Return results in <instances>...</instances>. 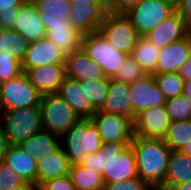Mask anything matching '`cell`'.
<instances>
[{"label":"cell","instance_id":"cell-1","mask_svg":"<svg viewBox=\"0 0 191 190\" xmlns=\"http://www.w3.org/2000/svg\"><path fill=\"white\" fill-rule=\"evenodd\" d=\"M131 143H103L96 153H89L81 166L102 174L104 183L138 177Z\"/></svg>","mask_w":191,"mask_h":190},{"label":"cell","instance_id":"cell-2","mask_svg":"<svg viewBox=\"0 0 191 190\" xmlns=\"http://www.w3.org/2000/svg\"><path fill=\"white\" fill-rule=\"evenodd\" d=\"M131 147L135 153L138 177L153 189L160 188L166 177L171 150L159 138L133 136Z\"/></svg>","mask_w":191,"mask_h":190},{"label":"cell","instance_id":"cell-3","mask_svg":"<svg viewBox=\"0 0 191 190\" xmlns=\"http://www.w3.org/2000/svg\"><path fill=\"white\" fill-rule=\"evenodd\" d=\"M102 144L100 133L91 119H80L60 137V145L71 166L82 165L89 153H96Z\"/></svg>","mask_w":191,"mask_h":190},{"label":"cell","instance_id":"cell-4","mask_svg":"<svg viewBox=\"0 0 191 190\" xmlns=\"http://www.w3.org/2000/svg\"><path fill=\"white\" fill-rule=\"evenodd\" d=\"M0 122L7 145H19L43 129L40 106L1 111Z\"/></svg>","mask_w":191,"mask_h":190},{"label":"cell","instance_id":"cell-5","mask_svg":"<svg viewBox=\"0 0 191 190\" xmlns=\"http://www.w3.org/2000/svg\"><path fill=\"white\" fill-rule=\"evenodd\" d=\"M39 106L43 129L60 137L81 119L58 93L43 95Z\"/></svg>","mask_w":191,"mask_h":190},{"label":"cell","instance_id":"cell-6","mask_svg":"<svg viewBox=\"0 0 191 190\" xmlns=\"http://www.w3.org/2000/svg\"><path fill=\"white\" fill-rule=\"evenodd\" d=\"M175 11V2L172 0H141L124 14L139 36H145Z\"/></svg>","mask_w":191,"mask_h":190},{"label":"cell","instance_id":"cell-7","mask_svg":"<svg viewBox=\"0 0 191 190\" xmlns=\"http://www.w3.org/2000/svg\"><path fill=\"white\" fill-rule=\"evenodd\" d=\"M1 91V111L39 106L43 96L30 83L24 71L16 77L3 81Z\"/></svg>","mask_w":191,"mask_h":190},{"label":"cell","instance_id":"cell-8","mask_svg":"<svg viewBox=\"0 0 191 190\" xmlns=\"http://www.w3.org/2000/svg\"><path fill=\"white\" fill-rule=\"evenodd\" d=\"M81 49L100 66L107 78H113L128 54L115 49L99 31L83 37Z\"/></svg>","mask_w":191,"mask_h":190},{"label":"cell","instance_id":"cell-9","mask_svg":"<svg viewBox=\"0 0 191 190\" xmlns=\"http://www.w3.org/2000/svg\"><path fill=\"white\" fill-rule=\"evenodd\" d=\"M98 31L115 49L128 55L140 37L124 13L107 12Z\"/></svg>","mask_w":191,"mask_h":190},{"label":"cell","instance_id":"cell-10","mask_svg":"<svg viewBox=\"0 0 191 190\" xmlns=\"http://www.w3.org/2000/svg\"><path fill=\"white\" fill-rule=\"evenodd\" d=\"M100 133L103 143H131L133 121L119 114L97 110L90 118Z\"/></svg>","mask_w":191,"mask_h":190},{"label":"cell","instance_id":"cell-11","mask_svg":"<svg viewBox=\"0 0 191 190\" xmlns=\"http://www.w3.org/2000/svg\"><path fill=\"white\" fill-rule=\"evenodd\" d=\"M108 9V3H71L69 28L83 37L97 32Z\"/></svg>","mask_w":191,"mask_h":190},{"label":"cell","instance_id":"cell-12","mask_svg":"<svg viewBox=\"0 0 191 190\" xmlns=\"http://www.w3.org/2000/svg\"><path fill=\"white\" fill-rule=\"evenodd\" d=\"M171 122L165 105L150 107L136 115L133 121V133L138 137L163 139Z\"/></svg>","mask_w":191,"mask_h":190},{"label":"cell","instance_id":"cell-13","mask_svg":"<svg viewBox=\"0 0 191 190\" xmlns=\"http://www.w3.org/2000/svg\"><path fill=\"white\" fill-rule=\"evenodd\" d=\"M129 88L135 117L150 107H157L166 103L153 74H147L143 78L129 83Z\"/></svg>","mask_w":191,"mask_h":190},{"label":"cell","instance_id":"cell-14","mask_svg":"<svg viewBox=\"0 0 191 190\" xmlns=\"http://www.w3.org/2000/svg\"><path fill=\"white\" fill-rule=\"evenodd\" d=\"M66 55L50 42L46 37L38 41L30 42L26 51L25 59L22 61V70L26 73L44 65H63Z\"/></svg>","mask_w":191,"mask_h":190},{"label":"cell","instance_id":"cell-15","mask_svg":"<svg viewBox=\"0 0 191 190\" xmlns=\"http://www.w3.org/2000/svg\"><path fill=\"white\" fill-rule=\"evenodd\" d=\"M191 56V36L161 48L155 71L152 74L178 72Z\"/></svg>","mask_w":191,"mask_h":190},{"label":"cell","instance_id":"cell-16","mask_svg":"<svg viewBox=\"0 0 191 190\" xmlns=\"http://www.w3.org/2000/svg\"><path fill=\"white\" fill-rule=\"evenodd\" d=\"M12 29L29 42L38 41L47 35L39 12L30 0L19 6L18 15Z\"/></svg>","mask_w":191,"mask_h":190},{"label":"cell","instance_id":"cell-17","mask_svg":"<svg viewBox=\"0 0 191 190\" xmlns=\"http://www.w3.org/2000/svg\"><path fill=\"white\" fill-rule=\"evenodd\" d=\"M189 34V24L175 11L164 19L155 29L145 35L152 43L163 48Z\"/></svg>","mask_w":191,"mask_h":190},{"label":"cell","instance_id":"cell-18","mask_svg":"<svg viewBox=\"0 0 191 190\" xmlns=\"http://www.w3.org/2000/svg\"><path fill=\"white\" fill-rule=\"evenodd\" d=\"M65 71L67 77L79 81L109 80L104 75L102 68L90 59L82 49L66 55Z\"/></svg>","mask_w":191,"mask_h":190},{"label":"cell","instance_id":"cell-19","mask_svg":"<svg viewBox=\"0 0 191 190\" xmlns=\"http://www.w3.org/2000/svg\"><path fill=\"white\" fill-rule=\"evenodd\" d=\"M130 96L129 83L109 78L108 94L101 111L119 114L132 121L135 119Z\"/></svg>","mask_w":191,"mask_h":190},{"label":"cell","instance_id":"cell-20","mask_svg":"<svg viewBox=\"0 0 191 190\" xmlns=\"http://www.w3.org/2000/svg\"><path fill=\"white\" fill-rule=\"evenodd\" d=\"M30 83L43 95L57 93L66 77L65 64L44 65L26 72Z\"/></svg>","mask_w":191,"mask_h":190},{"label":"cell","instance_id":"cell-21","mask_svg":"<svg viewBox=\"0 0 191 190\" xmlns=\"http://www.w3.org/2000/svg\"><path fill=\"white\" fill-rule=\"evenodd\" d=\"M57 93L72 107L74 112L81 119H90L96 109L86 97L84 89L80 86V81L70 77H65Z\"/></svg>","mask_w":191,"mask_h":190},{"label":"cell","instance_id":"cell-22","mask_svg":"<svg viewBox=\"0 0 191 190\" xmlns=\"http://www.w3.org/2000/svg\"><path fill=\"white\" fill-rule=\"evenodd\" d=\"M39 12L46 31L53 28L69 27L71 0H45L32 2Z\"/></svg>","mask_w":191,"mask_h":190},{"label":"cell","instance_id":"cell-23","mask_svg":"<svg viewBox=\"0 0 191 190\" xmlns=\"http://www.w3.org/2000/svg\"><path fill=\"white\" fill-rule=\"evenodd\" d=\"M71 164L60 145L52 153L37 159V186L42 182L69 175Z\"/></svg>","mask_w":191,"mask_h":190},{"label":"cell","instance_id":"cell-24","mask_svg":"<svg viewBox=\"0 0 191 190\" xmlns=\"http://www.w3.org/2000/svg\"><path fill=\"white\" fill-rule=\"evenodd\" d=\"M2 160L12 167L25 182L37 185V159L23 151L19 145L6 144Z\"/></svg>","mask_w":191,"mask_h":190},{"label":"cell","instance_id":"cell-25","mask_svg":"<svg viewBox=\"0 0 191 190\" xmlns=\"http://www.w3.org/2000/svg\"><path fill=\"white\" fill-rule=\"evenodd\" d=\"M186 182H191V156L171 152L165 181L160 188L169 190L174 185Z\"/></svg>","mask_w":191,"mask_h":190},{"label":"cell","instance_id":"cell-26","mask_svg":"<svg viewBox=\"0 0 191 190\" xmlns=\"http://www.w3.org/2000/svg\"><path fill=\"white\" fill-rule=\"evenodd\" d=\"M21 149L38 159L52 153L60 146V136L42 129L26 141L19 144Z\"/></svg>","mask_w":191,"mask_h":190},{"label":"cell","instance_id":"cell-27","mask_svg":"<svg viewBox=\"0 0 191 190\" xmlns=\"http://www.w3.org/2000/svg\"><path fill=\"white\" fill-rule=\"evenodd\" d=\"M160 50L155 43L145 36H140L130 55L147 74H152L156 69Z\"/></svg>","mask_w":191,"mask_h":190},{"label":"cell","instance_id":"cell-28","mask_svg":"<svg viewBox=\"0 0 191 190\" xmlns=\"http://www.w3.org/2000/svg\"><path fill=\"white\" fill-rule=\"evenodd\" d=\"M46 38L65 54H72L81 49L83 36L69 27L47 30Z\"/></svg>","mask_w":191,"mask_h":190},{"label":"cell","instance_id":"cell-29","mask_svg":"<svg viewBox=\"0 0 191 190\" xmlns=\"http://www.w3.org/2000/svg\"><path fill=\"white\" fill-rule=\"evenodd\" d=\"M163 140L172 152H181L191 143V119L171 122Z\"/></svg>","mask_w":191,"mask_h":190},{"label":"cell","instance_id":"cell-30","mask_svg":"<svg viewBox=\"0 0 191 190\" xmlns=\"http://www.w3.org/2000/svg\"><path fill=\"white\" fill-rule=\"evenodd\" d=\"M30 42L13 29L0 30V52L14 54L21 63L25 59Z\"/></svg>","mask_w":191,"mask_h":190},{"label":"cell","instance_id":"cell-31","mask_svg":"<svg viewBox=\"0 0 191 190\" xmlns=\"http://www.w3.org/2000/svg\"><path fill=\"white\" fill-rule=\"evenodd\" d=\"M69 176L76 190H100L105 188L102 174L81 165L71 166Z\"/></svg>","mask_w":191,"mask_h":190},{"label":"cell","instance_id":"cell-32","mask_svg":"<svg viewBox=\"0 0 191 190\" xmlns=\"http://www.w3.org/2000/svg\"><path fill=\"white\" fill-rule=\"evenodd\" d=\"M153 75L159 90L166 100L183 94L184 79L178 72Z\"/></svg>","mask_w":191,"mask_h":190},{"label":"cell","instance_id":"cell-33","mask_svg":"<svg viewBox=\"0 0 191 190\" xmlns=\"http://www.w3.org/2000/svg\"><path fill=\"white\" fill-rule=\"evenodd\" d=\"M80 86L84 89V93L91 102V105L96 110H100L108 94L109 80L80 81Z\"/></svg>","mask_w":191,"mask_h":190},{"label":"cell","instance_id":"cell-34","mask_svg":"<svg viewBox=\"0 0 191 190\" xmlns=\"http://www.w3.org/2000/svg\"><path fill=\"white\" fill-rule=\"evenodd\" d=\"M165 108L172 122L191 119V104L183 94L167 99Z\"/></svg>","mask_w":191,"mask_h":190},{"label":"cell","instance_id":"cell-35","mask_svg":"<svg viewBox=\"0 0 191 190\" xmlns=\"http://www.w3.org/2000/svg\"><path fill=\"white\" fill-rule=\"evenodd\" d=\"M145 75H147V73L129 54L127 55L123 64L119 67V71L116 73L113 79L124 83H132L143 78Z\"/></svg>","mask_w":191,"mask_h":190},{"label":"cell","instance_id":"cell-36","mask_svg":"<svg viewBox=\"0 0 191 190\" xmlns=\"http://www.w3.org/2000/svg\"><path fill=\"white\" fill-rule=\"evenodd\" d=\"M22 72V63L14 57V54L0 52V82L16 77Z\"/></svg>","mask_w":191,"mask_h":190},{"label":"cell","instance_id":"cell-37","mask_svg":"<svg viewBox=\"0 0 191 190\" xmlns=\"http://www.w3.org/2000/svg\"><path fill=\"white\" fill-rule=\"evenodd\" d=\"M25 183V180L5 161L0 160V190H9Z\"/></svg>","mask_w":191,"mask_h":190},{"label":"cell","instance_id":"cell-38","mask_svg":"<svg viewBox=\"0 0 191 190\" xmlns=\"http://www.w3.org/2000/svg\"><path fill=\"white\" fill-rule=\"evenodd\" d=\"M105 190H155L148 183L137 177L105 184Z\"/></svg>","mask_w":191,"mask_h":190},{"label":"cell","instance_id":"cell-39","mask_svg":"<svg viewBox=\"0 0 191 190\" xmlns=\"http://www.w3.org/2000/svg\"><path fill=\"white\" fill-rule=\"evenodd\" d=\"M39 190H76L69 175L42 182Z\"/></svg>","mask_w":191,"mask_h":190},{"label":"cell","instance_id":"cell-40","mask_svg":"<svg viewBox=\"0 0 191 190\" xmlns=\"http://www.w3.org/2000/svg\"><path fill=\"white\" fill-rule=\"evenodd\" d=\"M109 12L125 13L141 0H107Z\"/></svg>","mask_w":191,"mask_h":190},{"label":"cell","instance_id":"cell-41","mask_svg":"<svg viewBox=\"0 0 191 190\" xmlns=\"http://www.w3.org/2000/svg\"><path fill=\"white\" fill-rule=\"evenodd\" d=\"M17 15H18V8L0 10V30L12 29Z\"/></svg>","mask_w":191,"mask_h":190},{"label":"cell","instance_id":"cell-42","mask_svg":"<svg viewBox=\"0 0 191 190\" xmlns=\"http://www.w3.org/2000/svg\"><path fill=\"white\" fill-rule=\"evenodd\" d=\"M175 8L181 17L191 24V0H176Z\"/></svg>","mask_w":191,"mask_h":190},{"label":"cell","instance_id":"cell-43","mask_svg":"<svg viewBox=\"0 0 191 190\" xmlns=\"http://www.w3.org/2000/svg\"><path fill=\"white\" fill-rule=\"evenodd\" d=\"M27 0H0V10H8L10 8H19L20 5Z\"/></svg>","mask_w":191,"mask_h":190},{"label":"cell","instance_id":"cell-44","mask_svg":"<svg viewBox=\"0 0 191 190\" xmlns=\"http://www.w3.org/2000/svg\"><path fill=\"white\" fill-rule=\"evenodd\" d=\"M178 73L184 79V81L191 79V56L188 61L179 69Z\"/></svg>","mask_w":191,"mask_h":190},{"label":"cell","instance_id":"cell-45","mask_svg":"<svg viewBox=\"0 0 191 190\" xmlns=\"http://www.w3.org/2000/svg\"><path fill=\"white\" fill-rule=\"evenodd\" d=\"M9 190H39V187L33 183L25 182L24 184L18 185Z\"/></svg>","mask_w":191,"mask_h":190},{"label":"cell","instance_id":"cell-46","mask_svg":"<svg viewBox=\"0 0 191 190\" xmlns=\"http://www.w3.org/2000/svg\"><path fill=\"white\" fill-rule=\"evenodd\" d=\"M183 95L191 104V79L184 81Z\"/></svg>","mask_w":191,"mask_h":190},{"label":"cell","instance_id":"cell-47","mask_svg":"<svg viewBox=\"0 0 191 190\" xmlns=\"http://www.w3.org/2000/svg\"><path fill=\"white\" fill-rule=\"evenodd\" d=\"M5 146H6V143L4 140V130H3L2 124L0 122V160H2Z\"/></svg>","mask_w":191,"mask_h":190},{"label":"cell","instance_id":"cell-48","mask_svg":"<svg viewBox=\"0 0 191 190\" xmlns=\"http://www.w3.org/2000/svg\"><path fill=\"white\" fill-rule=\"evenodd\" d=\"M169 190H191V182L174 185Z\"/></svg>","mask_w":191,"mask_h":190},{"label":"cell","instance_id":"cell-49","mask_svg":"<svg viewBox=\"0 0 191 190\" xmlns=\"http://www.w3.org/2000/svg\"><path fill=\"white\" fill-rule=\"evenodd\" d=\"M71 3H108L107 0H71Z\"/></svg>","mask_w":191,"mask_h":190},{"label":"cell","instance_id":"cell-50","mask_svg":"<svg viewBox=\"0 0 191 190\" xmlns=\"http://www.w3.org/2000/svg\"><path fill=\"white\" fill-rule=\"evenodd\" d=\"M181 152L191 156V143L187 144Z\"/></svg>","mask_w":191,"mask_h":190},{"label":"cell","instance_id":"cell-51","mask_svg":"<svg viewBox=\"0 0 191 190\" xmlns=\"http://www.w3.org/2000/svg\"><path fill=\"white\" fill-rule=\"evenodd\" d=\"M1 85H2V82H0V113H1V94H2Z\"/></svg>","mask_w":191,"mask_h":190},{"label":"cell","instance_id":"cell-52","mask_svg":"<svg viewBox=\"0 0 191 190\" xmlns=\"http://www.w3.org/2000/svg\"><path fill=\"white\" fill-rule=\"evenodd\" d=\"M31 2H44L45 0H30Z\"/></svg>","mask_w":191,"mask_h":190},{"label":"cell","instance_id":"cell-53","mask_svg":"<svg viewBox=\"0 0 191 190\" xmlns=\"http://www.w3.org/2000/svg\"><path fill=\"white\" fill-rule=\"evenodd\" d=\"M189 34L191 36V24H189Z\"/></svg>","mask_w":191,"mask_h":190}]
</instances>
